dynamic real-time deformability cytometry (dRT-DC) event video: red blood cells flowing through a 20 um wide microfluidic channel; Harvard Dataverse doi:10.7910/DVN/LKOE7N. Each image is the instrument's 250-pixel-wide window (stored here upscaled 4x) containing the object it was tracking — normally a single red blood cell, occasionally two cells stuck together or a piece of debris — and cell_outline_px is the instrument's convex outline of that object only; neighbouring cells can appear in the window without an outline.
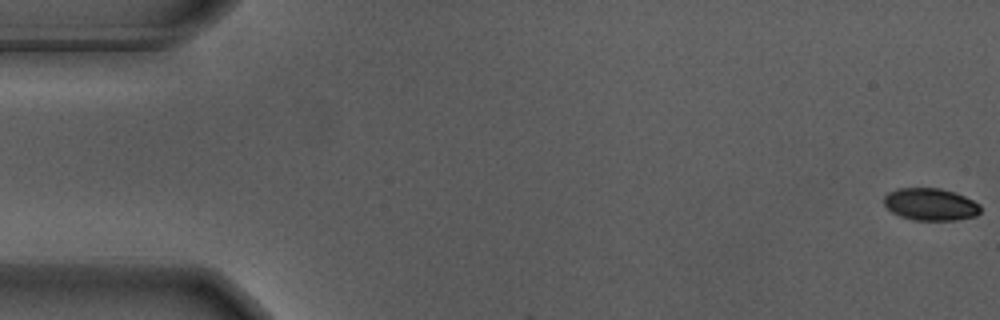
{"species": "Egyptian fruit bat (a non-hibernating species)", "species_latin": "Rousettus aegyptiacus", "temperature_condition": "warm", "stored_images_in_passage": 57, "camera_frame_rate_fps": 3000, "um_per_image_px": 0.085, "animal": {"sex": "male"}, "frame": {"image": 1, "passage_image": 1, "time_ms": 0.0, "image_size_px": [1000, 320], "cell_outline_px": [[980, 212], [976, 216], [956, 220], [912, 220], [900, 216], [892, 212], [884, 204], [884, 196], [888, 192], [896, 188], [940, 188], [964, 196], [980, 204]], "centroid_in_image_um": [79.07, 17.37], "position_along_channel_um": 5.9, "area_um2": 18.15}}
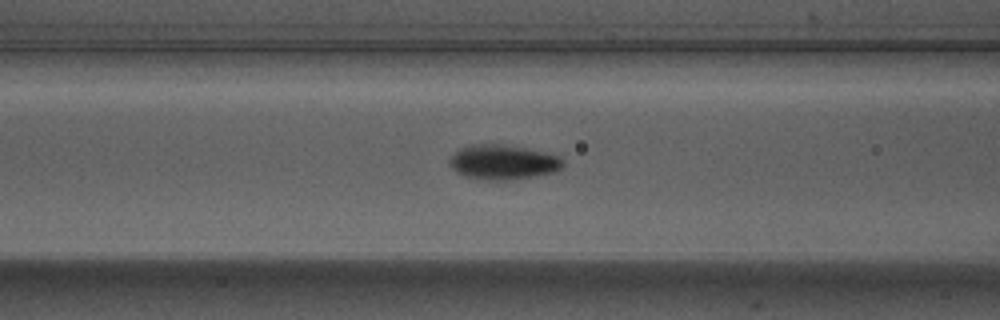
{"frame": {"image": 2, "passage_image": 23, "time_ms": 7.333, "image_size_px": [1000, 320], "cell_outline_px": [[564, 164], [556, 172], [512, 180], [484, 180], [464, 176], [456, 172], [448, 164], [448, 160], [460, 148], [472, 144], [496, 144], [524, 148], [556, 156], [564, 160]], "centroid_in_image_um": [42.71, 13.8], "position_along_channel_um": 123.9, "area_um2": 22.77}}
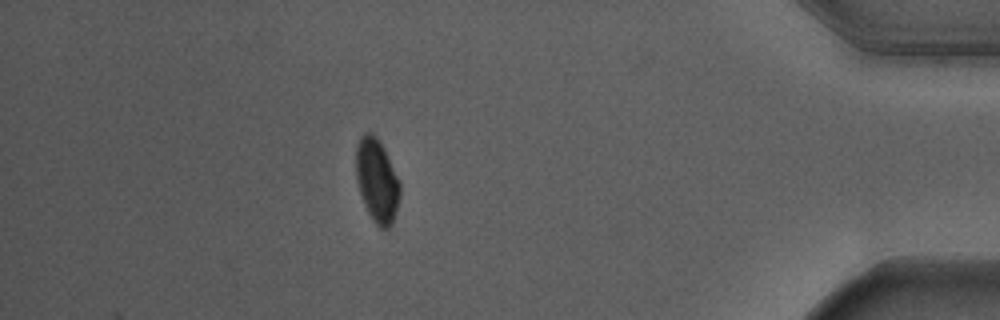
{"frame": {"image": 3, "passage_image": 50, "time_ms": 16.333, "image_size_px": [1000, 320], "cell_outline_px": [[400, 192], [396, 212], [392, 224], [388, 228], [380, 228], [372, 220], [364, 204], [356, 180], [356, 144], [360, 136], [364, 132], [372, 132], [376, 136], [384, 148], [400, 180]], "centroid_in_image_um": [32.03, 15.32], "position_along_channel_um": 403.2, "area_um2": 21.56}, "authors_computed_cell_mechanics": {"area_um2": 21.097, "velocity_mm_per_s": 3.6587, "shape_relaxation_time_tau1_ms": 1.9372, "shape_relaxation_time_tau2_ms": null, "deformation_change_tau1": 0.1217, "deformation_change_tau2": null}}